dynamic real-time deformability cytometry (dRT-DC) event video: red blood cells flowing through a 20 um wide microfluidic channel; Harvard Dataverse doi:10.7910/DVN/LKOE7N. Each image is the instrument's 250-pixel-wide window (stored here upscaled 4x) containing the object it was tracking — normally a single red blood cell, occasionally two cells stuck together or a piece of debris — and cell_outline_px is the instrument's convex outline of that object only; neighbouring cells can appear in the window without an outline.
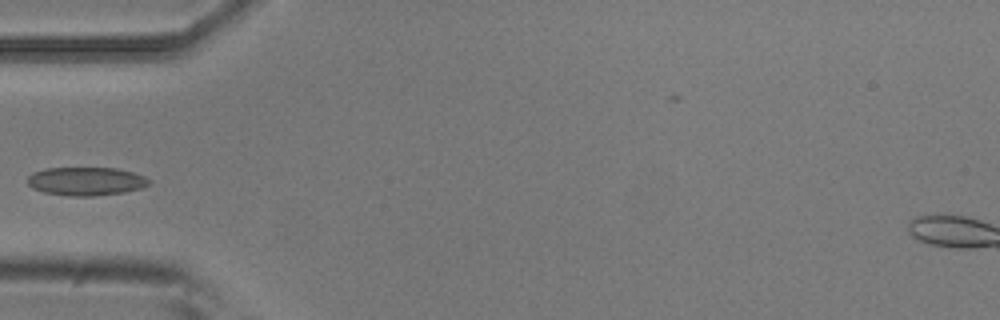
{"species": "common noctule bat (a hibernating species)", "species_latin": "Nyctalus noctula", "temperature_condition": "room temperature", "stored_images_in_passage": 4, "camera_frame_rate_fps": 3000, "um_per_image_px": 0.085, "animal": {"sex": "male", "body_mass_g": 20.5, "forearm_length_mm": 52.5}, "frame": {"image": 1, "passage_image": 4, "time_ms": 1.0, "image_size_px": [1000, 320], "cell_outline_px": [[152, 184], [140, 188], [124, 192], [92, 196], [72, 196], [44, 192], [32, 188], [28, 184], [28, 176], [32, 172], [44, 168], [116, 168], [132, 172], [144, 176], [152, 180]], "centroid_in_image_um": [7.32, 15.4], "position_along_channel_um": 77.7, "area_um2": 20.17}}